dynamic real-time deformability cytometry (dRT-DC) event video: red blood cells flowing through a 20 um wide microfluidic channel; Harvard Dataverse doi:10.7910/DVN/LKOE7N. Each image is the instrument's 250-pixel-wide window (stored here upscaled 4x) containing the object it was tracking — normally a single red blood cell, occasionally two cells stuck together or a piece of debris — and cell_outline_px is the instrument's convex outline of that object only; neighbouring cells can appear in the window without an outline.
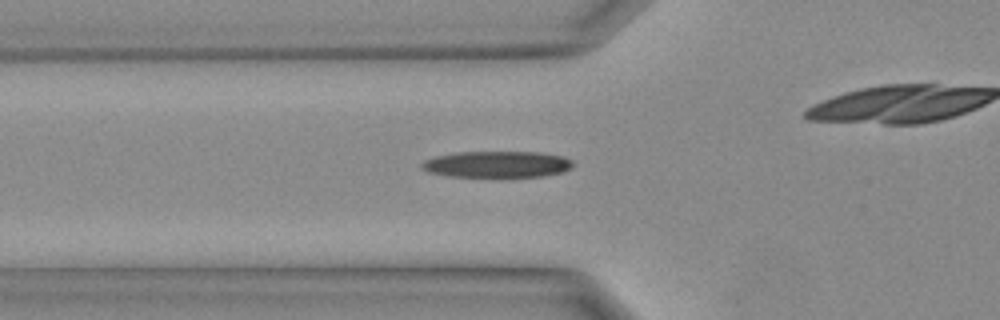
{"species": "Egyptian fruit bat (a non-hibernating species)", "species_latin": "Rousettus aegyptiacus", "temperature_condition": "warm", "stored_images_in_passage": 19, "camera_frame_rate_fps": 3000, "um_per_image_px": 0.085, "animal": {"sex": "female"}, "frame": {"image": 1, "passage_image": 3, "time_ms": 0.667, "image_size_px": [1000, 320], "cell_outline_px": [[572, 168], [564, 172], [544, 176], [448, 176], [428, 172], [420, 168], [420, 164], [424, 160], [436, 156], [456, 152], [540, 152], [560, 156], [572, 160]], "centroid_in_image_um": [42.23, 13.96], "position_along_channel_um": 83.6, "area_um2": 23.18}}